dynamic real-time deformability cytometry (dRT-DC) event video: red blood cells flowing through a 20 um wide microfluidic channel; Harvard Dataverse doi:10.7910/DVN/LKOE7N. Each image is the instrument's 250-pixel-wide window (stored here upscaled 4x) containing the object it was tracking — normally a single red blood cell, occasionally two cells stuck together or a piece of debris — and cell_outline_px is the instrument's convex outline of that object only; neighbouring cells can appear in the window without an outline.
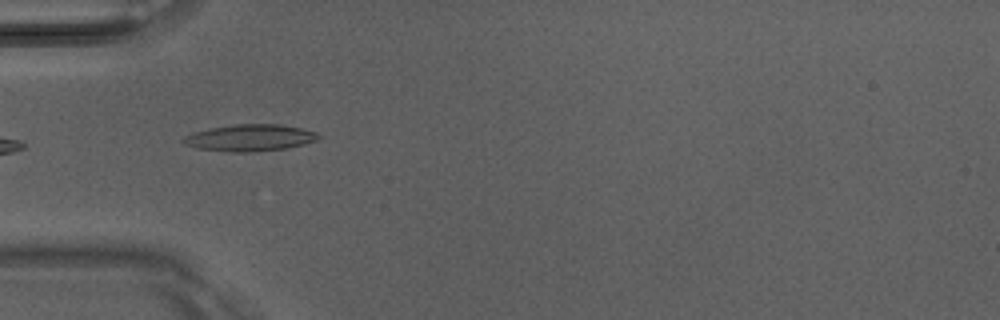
{"species": "Egyptian fruit bat (a non-hibernating species)", "species_latin": "Rousettus aegyptiacus", "temperature_condition": "room temperature", "stored_images_in_passage": 6, "camera_frame_rate_fps": 3000, "um_per_image_px": 0.085, "animal": {"sex": "male"}, "frame": {"image": 1, "passage_image": 4, "time_ms": 1.0, "image_size_px": [1000, 320], "cell_outline_px": [[320, 136], [316, 140], [304, 144], [284, 148], [252, 152], [232, 152], [196, 148], [184, 144], [180, 140], [184, 136], [196, 132], [212, 128], [232, 124], [280, 124], [300, 128], [316, 132]], "centroid_in_image_um": [21.22, 11.71], "position_along_channel_um": 63.8, "area_um2": 20.87}}